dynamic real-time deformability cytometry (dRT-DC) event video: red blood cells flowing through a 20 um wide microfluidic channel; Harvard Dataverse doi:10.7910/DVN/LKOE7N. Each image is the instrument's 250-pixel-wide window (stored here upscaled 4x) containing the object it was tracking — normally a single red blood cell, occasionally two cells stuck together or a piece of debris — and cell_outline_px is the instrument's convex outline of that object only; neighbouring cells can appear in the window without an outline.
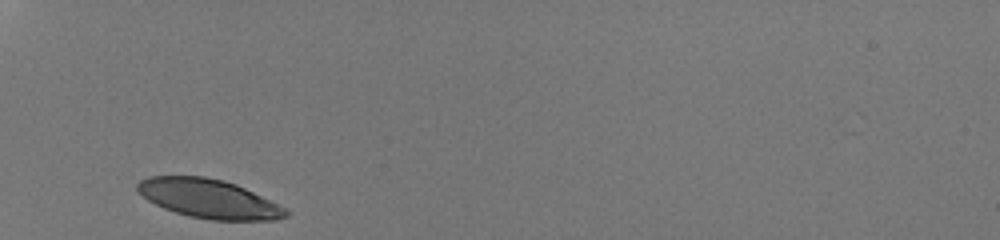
{"species": "human", "species_latin": "Homo sapiens", "temperature_condition": "room temperature", "stored_images_in_passage": 26, "camera_frame_rate_fps": 3000, "um_per_image_px": 0.085, "donor": {"sex": "male"}, "frame": {"image": 1, "passage_image": 1, "time_ms": 0.0, "image_size_px": [1000, 240], "cell_outline_px": [[292, 212], [288, 216], [276, 220], [212, 220], [188, 216], [164, 208], [148, 200], [136, 188], [136, 184], [140, 180], [148, 176], [204, 176], [224, 180], [236, 184]], "centroid_in_image_um": [17.74, 16.89], "position_along_channel_um": 67.3, "area_um2": 33.41}}
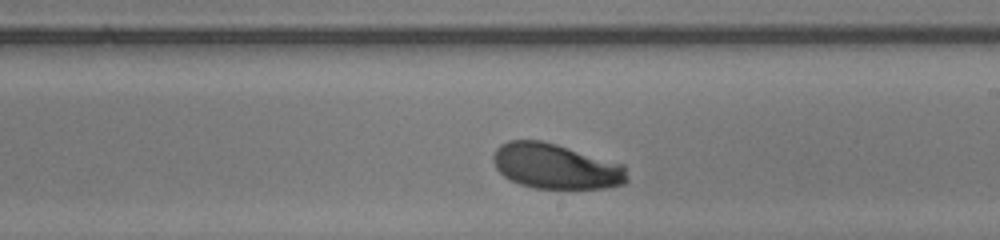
{"frame": {"image": 2, "passage_image": 15, "time_ms": 4.667, "image_size_px": [1000, 240], "cell_outline_px": [[628, 180], [624, 184], [604, 188], [536, 188], [520, 184], [504, 176], [496, 168], [492, 160], [492, 156], [496, 148], [500, 144], [508, 140], [540, 140], [556, 144], [624, 164]], "centroid_in_image_um": [47.23, 14.13], "position_along_channel_um": 241.8, "area_um2": 35.26}}
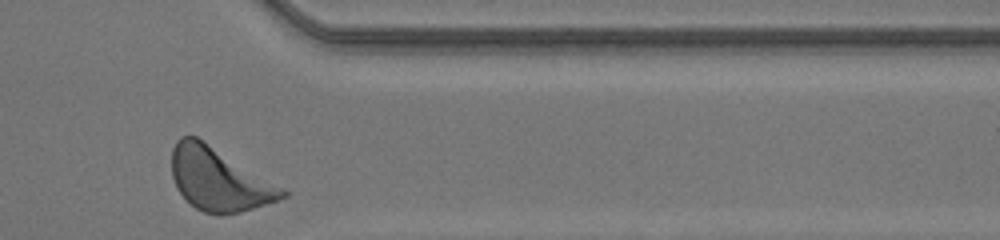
{"frame": {"image": 3, "passage_image": 26, "time_ms": 8.333, "image_size_px": [1000, 240], "cell_outline_px": [[288, 196], [240, 212], [220, 216], [204, 212], [196, 208], [176, 188], [172, 176], [172, 148], [176, 140], [180, 136], [196, 136], [288, 192]], "centroid_in_image_um": [18.54, 15.25], "position_along_channel_um": 392.9, "area_um2": 39.54}, "authors_computed_cell_mechanics": {"area_um2": 35.4025, "velocity_mm_per_s": 4.1535, "shape_relaxation_time_tau1_ms": 0.749, "shape_relaxation_time_tau2_ms": null, "deformation_change_tau1": 0.083, "deformation_change_tau2": null}}